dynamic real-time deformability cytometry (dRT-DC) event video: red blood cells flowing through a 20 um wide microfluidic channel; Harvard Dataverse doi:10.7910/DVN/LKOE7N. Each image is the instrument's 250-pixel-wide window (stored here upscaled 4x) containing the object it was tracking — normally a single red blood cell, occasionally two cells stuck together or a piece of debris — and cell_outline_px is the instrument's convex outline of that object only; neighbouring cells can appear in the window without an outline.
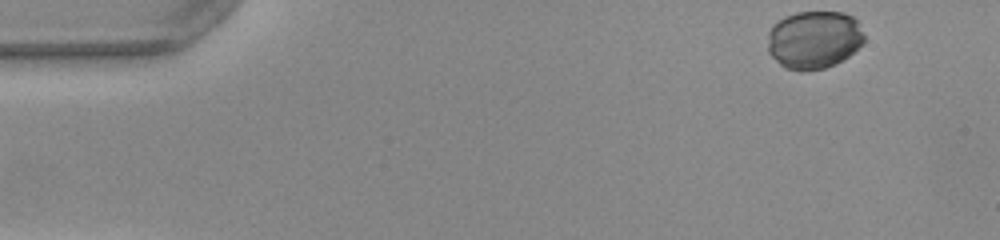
{"species": "common noctule bat (a hibernating species)", "species_latin": "Nyctalus noctula", "temperature_condition": "warm", "stored_images_in_passage": 49, "camera_frame_rate_fps": 3000, "um_per_image_px": 0.085, "animal": {"sex": "female", "body_mass_g": 22.0, "forearm_length_mm": 56.7}, "frame": {"image": 1, "passage_image": 1, "time_ms": 0.0, "image_size_px": [1000, 240], "cell_outline_px": [[864, 40], [848, 56], [836, 64], [824, 68], [804, 72], [800, 72], [784, 68], [768, 52], [768, 32], [772, 24], [784, 16], [796, 12], [844, 12], [852, 16], [856, 20], [864, 36]], "centroid_in_image_um": [69.14, 3.38], "position_along_channel_um": 15.9, "area_um2": 32.83}}